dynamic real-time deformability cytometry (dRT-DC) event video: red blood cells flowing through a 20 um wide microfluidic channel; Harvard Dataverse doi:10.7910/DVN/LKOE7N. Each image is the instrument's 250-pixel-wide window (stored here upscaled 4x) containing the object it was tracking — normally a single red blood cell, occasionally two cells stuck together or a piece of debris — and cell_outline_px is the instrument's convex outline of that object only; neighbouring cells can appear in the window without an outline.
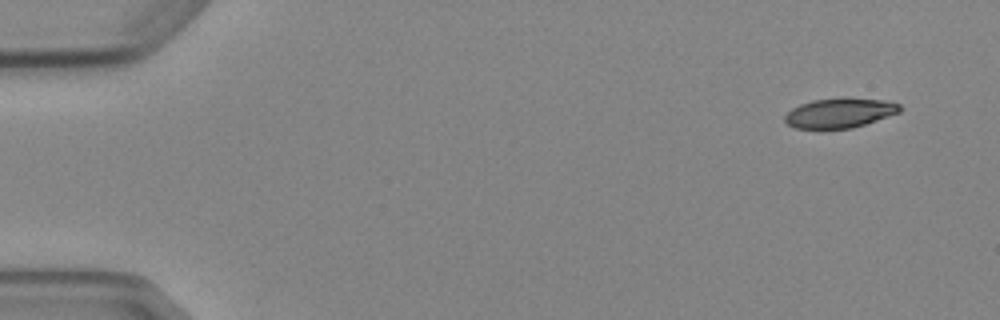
{"species": "Egyptian fruit bat (a non-hibernating species)", "species_latin": "Rousettus aegyptiacus", "temperature_condition": "cold", "stored_images_in_passage": 4, "camera_frame_rate_fps": 3000, "um_per_image_px": 0.085, "animal": {"sex": "female"}, "frame": {"image": 1, "passage_image": 1, "time_ms": 0.0, "image_size_px": [1000, 320], "cell_outline_px": [[904, 108], [900, 112], [852, 128], [796, 128], [788, 124], [784, 120], [784, 116], [792, 108], [800, 104], [812, 100], [844, 96], [884, 100], [900, 104]], "centroid_in_image_um": [71.4, 9.56], "position_along_channel_um": 13.6, "area_um2": 20.11}}